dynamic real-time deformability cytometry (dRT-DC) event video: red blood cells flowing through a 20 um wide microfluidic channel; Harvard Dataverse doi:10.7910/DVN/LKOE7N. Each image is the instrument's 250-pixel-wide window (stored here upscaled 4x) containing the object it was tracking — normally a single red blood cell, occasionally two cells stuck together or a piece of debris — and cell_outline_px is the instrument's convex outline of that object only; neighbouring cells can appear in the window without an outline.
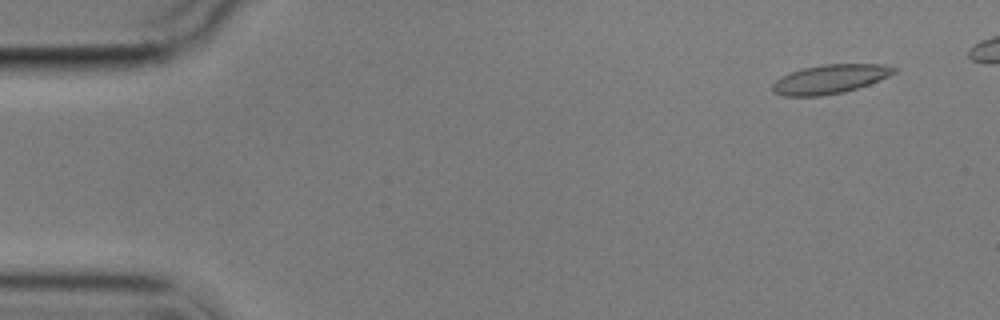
{"species": "common noctule bat (a hibernating species)", "species_latin": "Nyctalus noctula", "temperature_condition": "cold", "stored_images_in_passage": 5, "camera_frame_rate_fps": 3000, "um_per_image_px": 0.085, "animal": {"sex": "male", "body_mass_g": 17.9}, "frame": {"image": 1, "passage_image": 1, "time_ms": 0.0, "image_size_px": [1000, 320], "cell_outline_px": [[900, 68], [896, 72], [880, 80], [844, 92], [820, 96], [784, 96], [772, 92], [772, 84], [776, 80], [792, 72], [804, 68], [824, 64], [880, 64]], "centroid_in_image_um": [70.57, 6.72], "position_along_channel_um": 14.4, "area_um2": 20.4}}
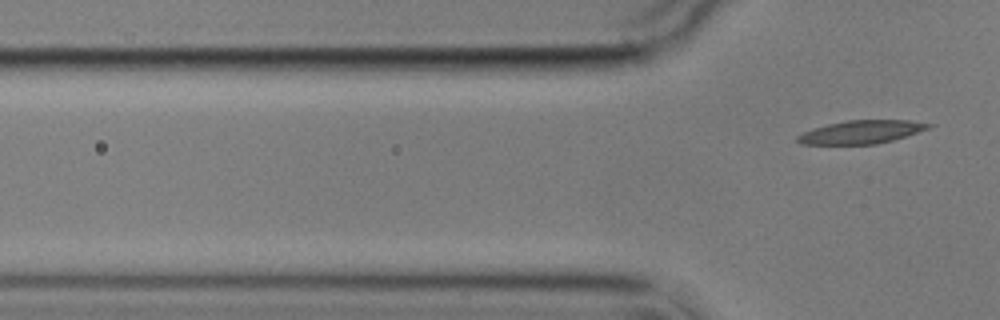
{"frame": {"image": 2, "passage_image": 5, "time_ms": 6.667, "image_size_px": [1000, 320], "cell_outline_px": [[932, 128], [892, 140], [876, 144], [800, 144], [796, 140], [796, 136], [804, 132], [828, 124], [848, 120], [908, 120], [932, 124]], "centroid_in_image_um": [73.23, 11.22], "position_along_channel_um": 52.6, "area_um2": 17.57}}